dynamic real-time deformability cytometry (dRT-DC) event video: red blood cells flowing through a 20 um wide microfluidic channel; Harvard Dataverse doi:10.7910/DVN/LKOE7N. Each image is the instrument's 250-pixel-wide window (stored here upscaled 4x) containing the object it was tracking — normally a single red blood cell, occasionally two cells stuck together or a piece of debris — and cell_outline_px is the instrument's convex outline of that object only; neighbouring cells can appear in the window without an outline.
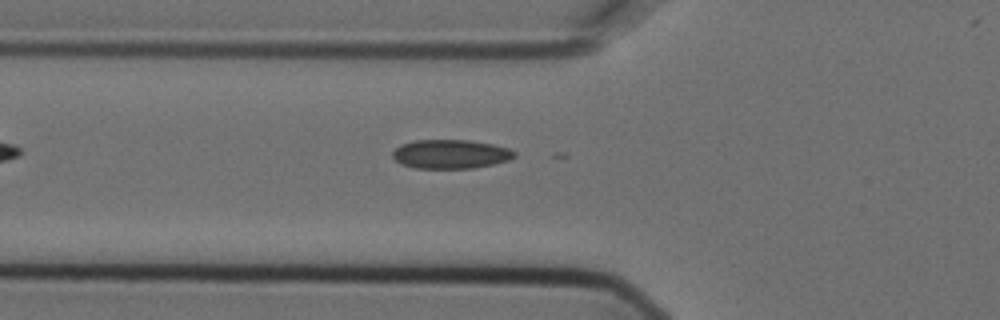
{"species": "Egyptian fruit bat (a non-hibernating species)", "species_latin": "Rousettus aegyptiacus", "temperature_condition": "cold", "stored_images_in_passage": 5, "camera_frame_rate_fps": 3000, "um_per_image_px": 0.085, "animal": {"sex": "female"}, "frame": {"image": 1, "passage_image": 5, "time_ms": 1.333, "image_size_px": [1000, 320], "cell_outline_px": [[516, 156], [508, 160], [492, 164], [472, 168], [416, 168], [400, 164], [392, 156], [392, 152], [400, 144], [416, 140], [468, 140], [492, 144], [508, 148], [516, 152]], "centroid_in_image_um": [38.28, 13.09], "position_along_channel_um": 87.5, "area_um2": 20.52}}